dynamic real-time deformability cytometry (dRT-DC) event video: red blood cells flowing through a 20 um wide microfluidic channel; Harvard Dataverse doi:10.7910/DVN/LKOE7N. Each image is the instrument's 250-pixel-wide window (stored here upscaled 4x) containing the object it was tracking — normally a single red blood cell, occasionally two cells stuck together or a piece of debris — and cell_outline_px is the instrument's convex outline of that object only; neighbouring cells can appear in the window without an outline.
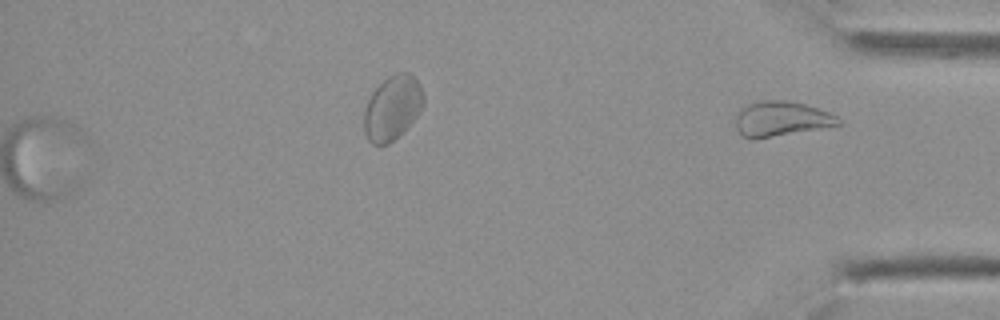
{"species": "Egyptian fruit bat (a non-hibernating species)", "species_latin": "Rousettus aegyptiacus", "temperature_condition": "cold", "stored_images_in_passage": 30, "segment_of_instrument_passage": [2, 2], "camera_frame_rate_fps": 3000, "um_per_image_px": 0.085, "animal": {"sex": "female"}, "frame": {"image": 1, "passage_image": 30, "time_ms": 9.667, "image_size_px": [1000, 320], "cell_outline_px": [[844, 124], [752, 140], [748, 140], [736, 128], [736, 116], [740, 108], [748, 104], [760, 100], [788, 100], [804, 104], [828, 112], [836, 116]], "centroid_in_image_um": [66.38, 10.1], "position_along_channel_um": 368.8, "area_um2": 20.92}}